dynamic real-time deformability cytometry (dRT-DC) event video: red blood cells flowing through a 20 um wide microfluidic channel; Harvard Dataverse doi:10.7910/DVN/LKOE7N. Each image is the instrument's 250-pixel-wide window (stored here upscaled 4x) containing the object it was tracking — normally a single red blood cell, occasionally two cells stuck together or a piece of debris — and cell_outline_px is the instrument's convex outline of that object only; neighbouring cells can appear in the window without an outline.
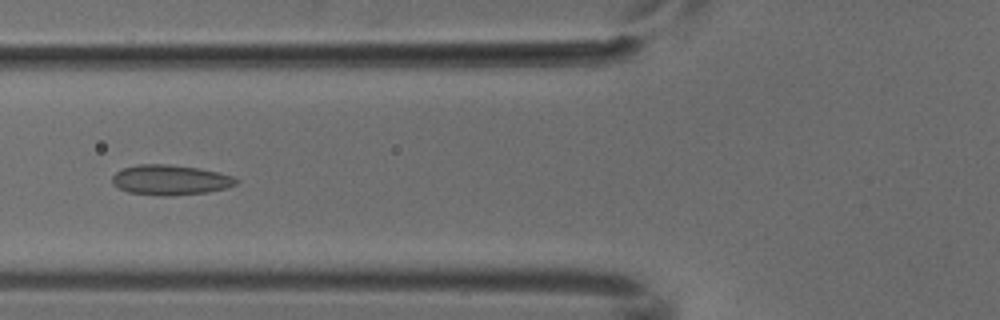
{"species": "common noctule bat (a hibernating species)", "species_latin": "Nyctalus noctula", "temperature_condition": "cold", "stored_images_in_passage": 6, "camera_frame_rate_fps": 3000, "um_per_image_px": 0.085, "animal": {"sex": "male", "body_mass_g": 18.8}, "frame": {"image": 1, "passage_image": 5, "time_ms": 1.333, "image_size_px": [1000, 320], "cell_outline_px": [[240, 180], [236, 184], [228, 188], [208, 192], [168, 196], [164, 196], [128, 192], [120, 188], [112, 180], [112, 176], [116, 172], [124, 168], [136, 164], [168, 164], [200, 168], [220, 172], [232, 176]], "centroid_in_image_um": [14.53, 15.29], "position_along_channel_um": 111.3, "area_um2": 21.79}}
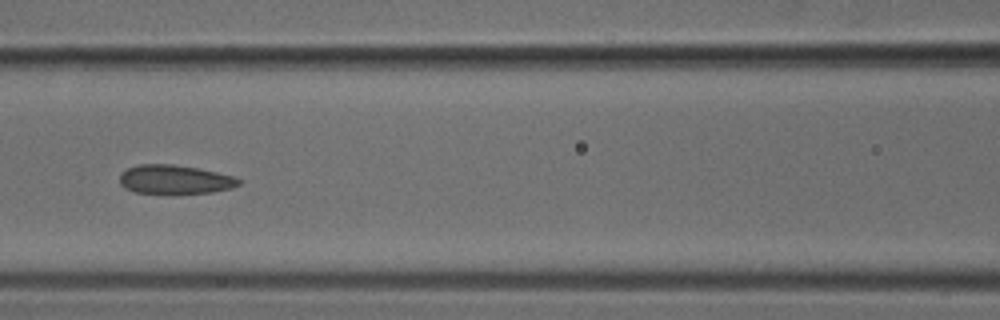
{"frame": {"image": 2, "passage_image": 6, "time_ms": 1.667, "image_size_px": [1000, 320], "cell_outline_px": [[240, 184], [232, 188], [212, 192], [176, 196], [136, 192], [124, 188], [120, 184], [120, 172], [128, 168], [140, 164], [172, 164], [196, 168], [216, 172], [232, 176], [240, 180]], "centroid_in_image_um": [14.83, 15.3], "position_along_channel_um": 151.8, "area_um2": 20.69}}